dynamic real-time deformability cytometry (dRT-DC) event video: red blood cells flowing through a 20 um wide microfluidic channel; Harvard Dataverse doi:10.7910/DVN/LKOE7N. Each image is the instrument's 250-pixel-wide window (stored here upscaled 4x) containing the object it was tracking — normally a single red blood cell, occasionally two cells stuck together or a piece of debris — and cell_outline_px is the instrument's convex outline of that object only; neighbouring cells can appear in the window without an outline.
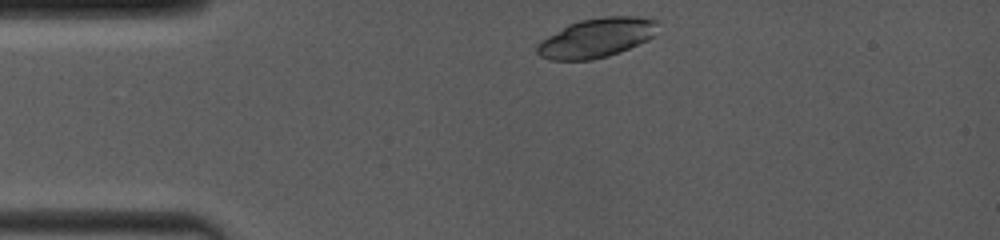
{"species": "common noctule bat (a hibernating species)", "species_latin": "Nyctalus noctula", "temperature_condition": "room temperature", "stored_images_in_passage": 8, "camera_frame_rate_fps": 4000, "um_per_image_px": 0.085, "animal": {"sex": "female", "body_mass_g": 19.0, "forearm_length_mm": 53.3}, "frame": {"image": 1, "passage_image": 1, "time_ms": 0.0, "image_size_px": [1000, 240], "cell_outline_px": [[656, 20], [652, 36], [648, 40], [620, 52], [608, 56], [592, 60], [548, 60], [540, 56], [536, 52], [536, 44], [540, 40], [568, 24], [580, 20], [604, 16], [636, 16]], "centroid_in_image_um": [50.63, 3.23], "position_along_channel_um": 34.4, "area_um2": 27.57}}